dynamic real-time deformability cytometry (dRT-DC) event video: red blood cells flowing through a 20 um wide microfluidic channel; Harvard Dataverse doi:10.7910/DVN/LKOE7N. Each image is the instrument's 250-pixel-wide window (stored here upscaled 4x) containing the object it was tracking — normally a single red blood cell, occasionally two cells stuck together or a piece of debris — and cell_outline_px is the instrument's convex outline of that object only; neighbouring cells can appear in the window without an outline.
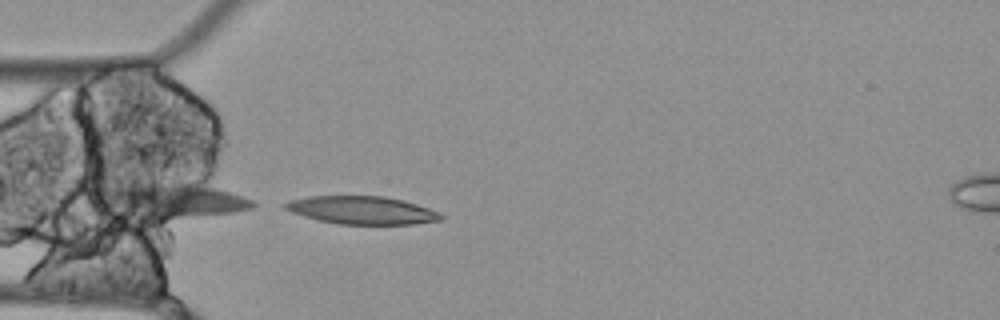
{"species": "Egyptian fruit bat (a non-hibernating species)", "species_latin": "Rousettus aegyptiacus", "temperature_condition": "cold", "stored_images_in_passage": 8, "camera_frame_rate_fps": 3000, "um_per_image_px": 0.085, "animal": {"sex": "female"}, "frame": {"image": 1, "passage_image": 5, "time_ms": 1.333, "image_size_px": [1000, 320], "cell_outline_px": [[444, 220], [412, 224], [340, 224], [320, 220], [304, 216], [292, 212], [284, 208], [284, 204], [292, 200], [312, 196], [384, 196], [416, 204], [428, 208], [444, 216]], "centroid_in_image_um": [30.79, 17.87], "position_along_channel_um": 54.2, "area_um2": 24.97}}
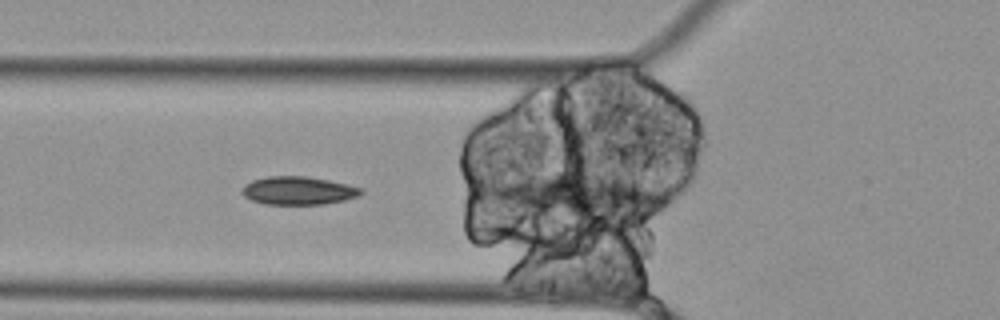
{"frame": {"image": 2, "passage_image": 7, "time_ms": 2.0, "image_size_px": [1000, 320], "cell_outline_px": [[364, 192], [360, 196], [344, 200], [324, 204], [264, 204], [252, 200], [244, 196], [240, 192], [244, 184], [252, 180], [268, 176], [308, 176], [348, 184], [364, 188]], "centroid_in_image_um": [25.37, 16.2], "position_along_channel_um": 100.4, "area_um2": 19.77}}